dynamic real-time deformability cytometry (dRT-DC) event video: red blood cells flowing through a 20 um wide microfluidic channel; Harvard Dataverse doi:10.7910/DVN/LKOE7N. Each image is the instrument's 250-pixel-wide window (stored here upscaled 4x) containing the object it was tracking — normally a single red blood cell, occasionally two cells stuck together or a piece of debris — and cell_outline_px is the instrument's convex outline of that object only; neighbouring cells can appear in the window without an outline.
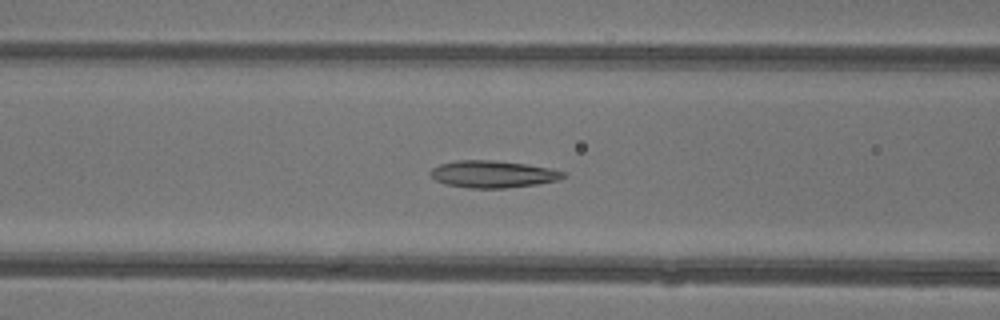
{"species": "common noctule bat (a hibernating species)", "species_latin": "Nyctalus noctula", "temperature_condition": "warm", "stored_images_in_passage": 45, "camera_frame_rate_fps": 3000, "um_per_image_px": 0.085, "animal": {"sex": "female"}, "frame": {"image": 1, "passage_image": 17, "time_ms": 5.333, "image_size_px": [1000, 320], "cell_outline_px": [[568, 176], [560, 180], [536, 184], [504, 188], [472, 188], [448, 184], [436, 180], [428, 172], [432, 168], [440, 164], [456, 160], [492, 160], [524, 164], [548, 168], [564, 172]], "centroid_in_image_um": [41.9, 14.8], "position_along_channel_um": 124.7, "area_um2": 20.75}}
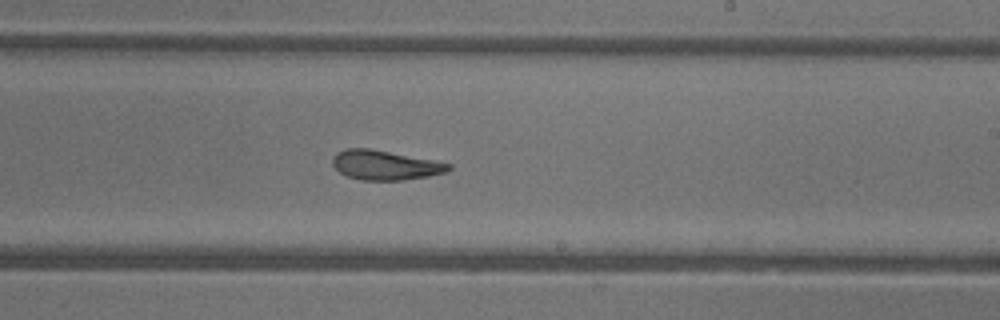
{"frame": {"image": 2, "passage_image": 26, "time_ms": 8.333, "image_size_px": [1000, 320], "cell_outline_px": [[452, 168], [448, 172], [428, 176], [404, 180], [360, 180], [348, 176], [340, 172], [332, 164], [332, 156], [336, 152], [344, 148], [368, 148], [432, 160], [452, 164]], "centroid_in_image_um": [32.71, 14.03], "position_along_channel_um": 256.3, "area_um2": 19.94}}
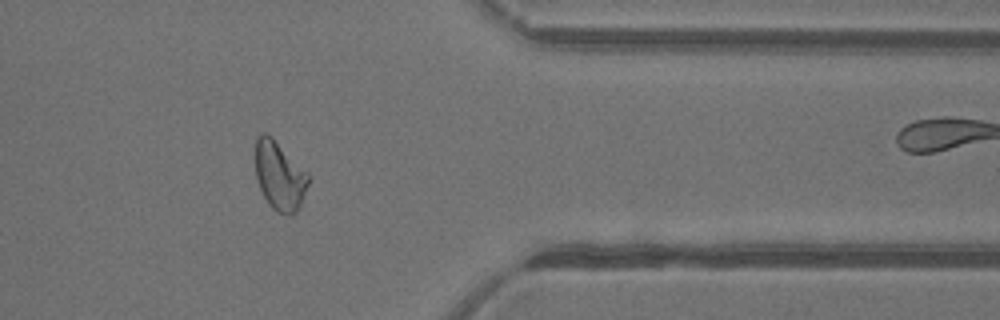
{"frame": {"image": 3, "passage_image": 36, "time_ms": 11.667, "image_size_px": [1000, 320], "cell_outline_px": [[308, 184], [300, 204], [296, 212], [276, 212], [268, 204], [256, 180], [256, 140], [260, 132], [264, 132], [272, 136], [308, 172]], "centroid_in_image_um": [23.74, 14.89], "position_along_channel_um": 387.7, "area_um2": 20.98}, "authors_computed_cell_mechanics": {"area_um2": 21.675, "velocity_mm_per_s": 4.3917, "shape_relaxation_time_tau1_ms": 8.9829, "shape_relaxation_time_tau2_ms": 2.2062, "deformation_change_tau1": 0.2505, "deformation_change_tau2": 0.106}}